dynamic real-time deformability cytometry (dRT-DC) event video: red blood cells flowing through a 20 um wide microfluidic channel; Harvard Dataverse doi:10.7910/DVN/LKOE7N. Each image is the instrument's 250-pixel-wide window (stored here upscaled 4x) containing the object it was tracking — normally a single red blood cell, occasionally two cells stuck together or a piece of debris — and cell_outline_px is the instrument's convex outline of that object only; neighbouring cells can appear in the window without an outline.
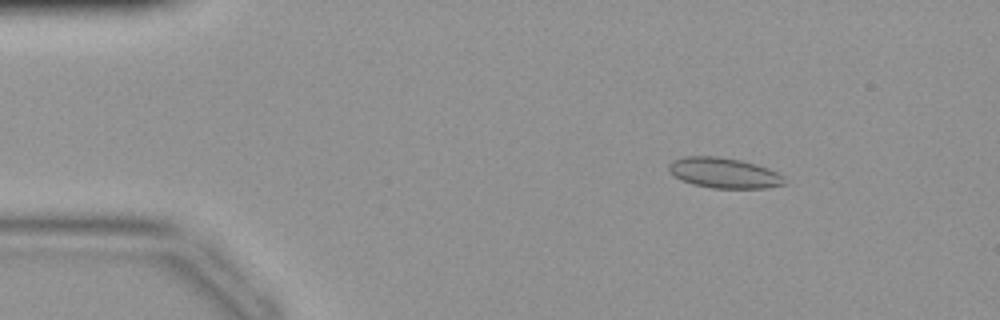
{"species": "common noctule bat (a hibernating species)", "species_latin": "Nyctalus noctula", "temperature_condition": "warm", "stored_images_in_passage": 43, "segment_of_instrument_passage": [1, 2], "camera_frame_rate_fps": 3000, "um_per_image_px": 0.085, "animal": {"sex": "female", "body_mass_g": 19.9}, "frame": {"image": 1, "passage_image": 6, "time_ms": 1.667, "image_size_px": [1000, 320], "cell_outline_px": [[784, 184], [768, 188], [712, 188], [692, 184], [668, 172], [668, 164], [672, 160], [684, 156], [720, 156], [740, 160], [756, 164], [768, 168], [784, 176]], "centroid_in_image_um": [61.52, 14.69], "position_along_channel_um": 23.5, "area_um2": 20.52}}
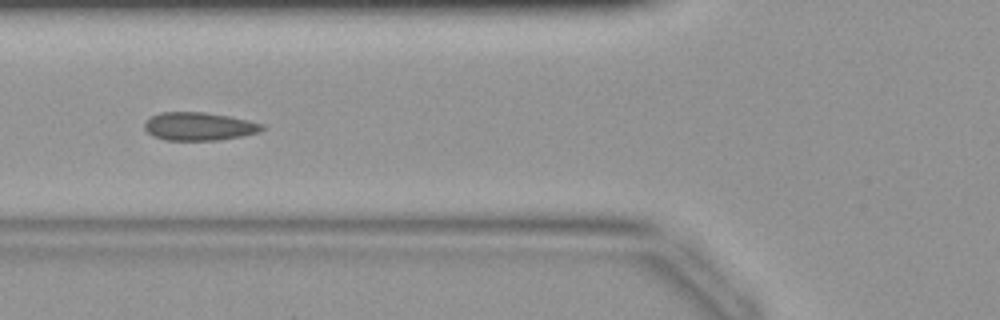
{"frame": {"image": 2, "passage_image": 16, "time_ms": 5.0, "image_size_px": [1000, 320], "cell_outline_px": [[264, 128], [260, 132], [220, 140], [164, 140], [152, 136], [144, 128], [144, 120], [160, 112], [204, 112], [228, 116], [248, 120], [264, 124]], "centroid_in_image_um": [16.89, 10.74], "position_along_channel_um": 108.9, "area_um2": 19.36}}
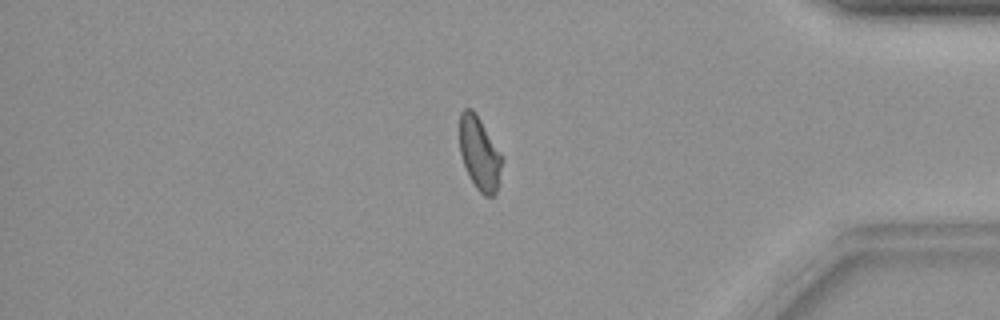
{"frame": {"image": 3, "passage_image": 36, "time_ms": 11.667, "image_size_px": [1000, 320], "cell_outline_px": [[500, 168], [496, 192], [492, 196], [484, 196], [476, 188], [464, 164], [460, 152], [460, 112], [464, 108], [472, 108], [476, 112], [500, 156]], "centroid_in_image_um": [40.7, 13.01], "position_along_channel_um": 394.5, "area_um2": 17.22}}